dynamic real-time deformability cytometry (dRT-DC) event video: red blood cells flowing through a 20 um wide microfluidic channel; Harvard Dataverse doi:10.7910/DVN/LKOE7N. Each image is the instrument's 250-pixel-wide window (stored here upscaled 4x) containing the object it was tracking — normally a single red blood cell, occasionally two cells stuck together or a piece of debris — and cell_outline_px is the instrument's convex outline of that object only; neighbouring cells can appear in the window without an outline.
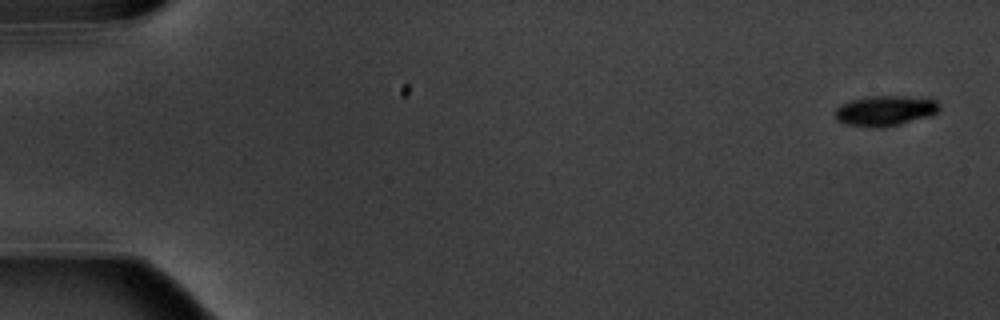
{"species": "common noctule bat (a hibernating species)", "species_latin": "Nyctalus noctula", "temperature_condition": "warm", "stored_images_in_passage": 5, "camera_frame_rate_fps": 3000, "um_per_image_px": 0.085, "animal": {"sex": "male", "body_mass_g": 20.1, "forearm_length_mm": 53.5}, "frame": {"image": 1, "passage_image": 1, "time_ms": 0.0, "image_size_px": [1000, 320], "cell_outline_px": [[940, 108], [936, 112], [928, 116], [900, 124], [884, 128], [864, 128], [844, 124], [836, 120], [836, 108], [852, 100], [872, 96], [904, 96], [936, 100], [940, 104]], "centroid_in_image_um": [75.22, 9.44], "position_along_channel_um": 9.8, "area_um2": 18.38}}
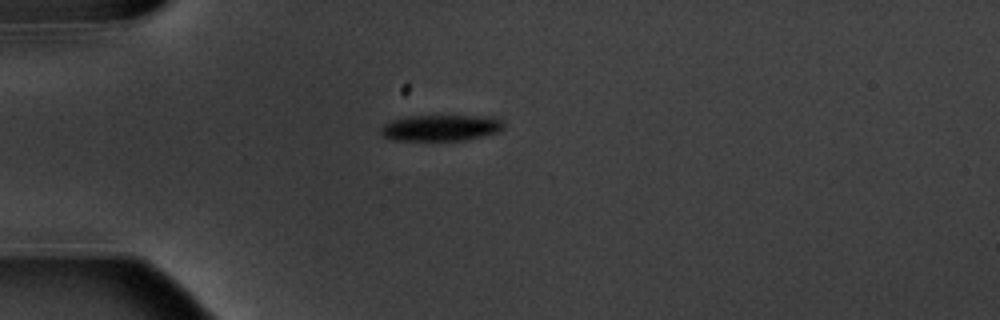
{"frame": {"image": 2, "passage_image": 5, "time_ms": 4.667, "image_size_px": [1000, 320], "cell_outline_px": [[504, 128], [500, 132], [464, 140], [388, 140], [380, 132], [380, 128], [384, 124], [392, 120], [408, 116], [496, 116], [504, 120]], "centroid_in_image_um": [37.52, 10.86], "position_along_channel_um": 47.5, "area_um2": 18.96}}